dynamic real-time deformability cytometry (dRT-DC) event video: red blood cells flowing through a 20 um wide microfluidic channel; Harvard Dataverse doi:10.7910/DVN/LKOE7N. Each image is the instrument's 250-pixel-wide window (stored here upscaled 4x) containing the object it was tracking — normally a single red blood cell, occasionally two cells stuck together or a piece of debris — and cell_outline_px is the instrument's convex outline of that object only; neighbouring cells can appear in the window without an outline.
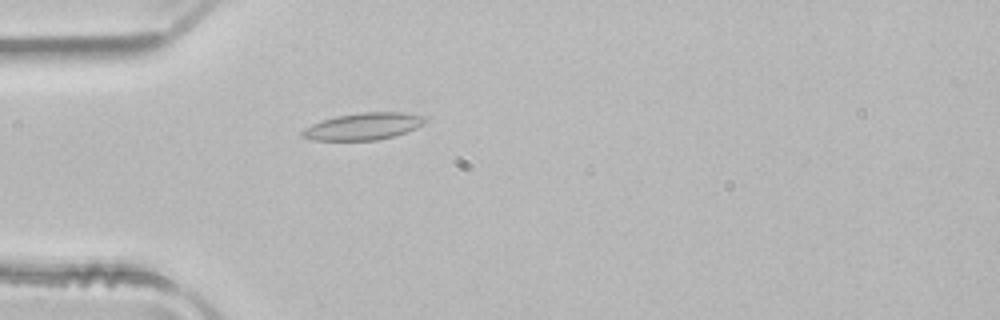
{"species": "common noctule bat (a hibernating species)", "species_latin": "Nyctalus noctula", "temperature_condition": "room temperature", "stored_images_in_passage": 51, "camera_frame_rate_fps": 3000, "um_per_image_px": 0.085, "animal": {"sex": "male", "body_mass_g": 21.5, "forearm_length_mm": 52.0}, "frame": {"image": 1, "passage_image": 15, "time_ms": 4.667, "image_size_px": [1000, 320], "cell_outline_px": [[428, 120], [424, 124], [416, 128], [392, 136], [376, 140], [312, 140], [300, 136], [300, 132], [304, 128], [320, 120], [336, 116], [360, 112], [404, 112], [428, 116]], "centroid_in_image_um": [30.89, 10.72], "position_along_channel_um": 54.1, "area_um2": 19.48}}
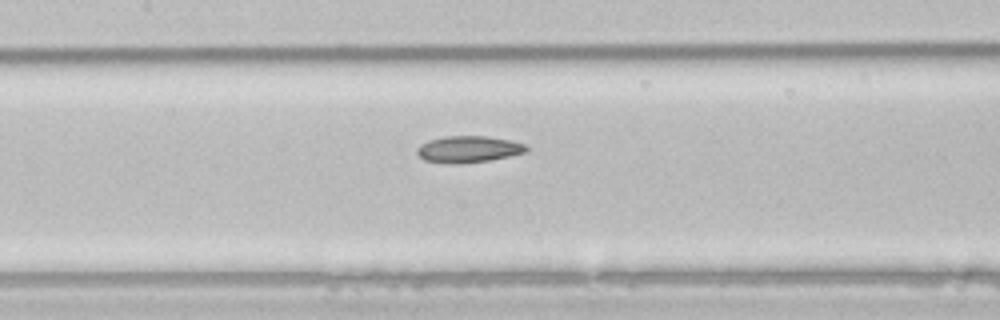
{"frame": {"image": 2, "passage_image": 24, "time_ms": 7.667, "image_size_px": [1000, 320], "cell_outline_px": [[528, 148], [524, 152], [508, 156], [488, 160], [460, 164], [452, 164], [424, 160], [416, 152], [416, 148], [420, 144], [428, 140], [444, 136], [488, 136], [512, 140], [524, 144]], "centroid_in_image_um": [39.77, 12.67], "position_along_channel_um": 167.6, "area_um2": 16.94}}
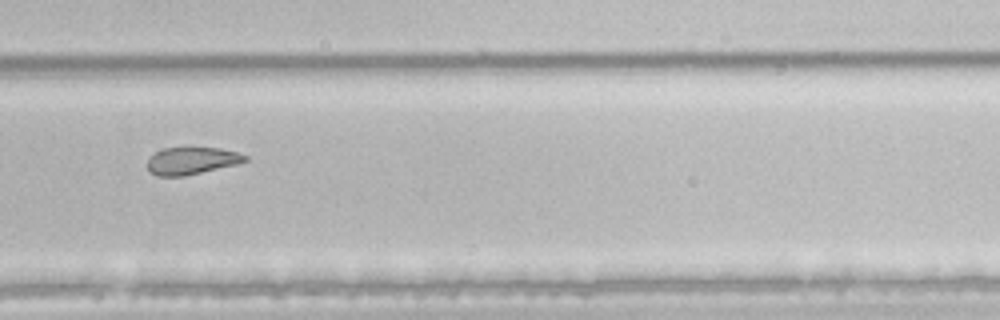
{"frame": {"image": 3, "passage_image": 35, "time_ms": 11.333, "image_size_px": [1000, 320], "cell_outline_px": [[248, 160], [236, 164], [184, 176], [156, 176], [148, 172], [148, 160], [156, 152], [164, 148], [188, 144], [192, 144], [220, 148], [236, 152], [248, 156]], "centroid_in_image_um": [16.28, 13.61], "position_along_channel_um": 313.5, "area_um2": 16.18}, "authors_computed_cell_mechanics": {"area_um2": 18.8428, "velocity_mm_per_s": 4.0028, "shape_relaxation_time_tau1_ms": null, "shape_relaxation_time_tau2_ms": 5.1, "deformation_change_tau1": null, "deformation_change_tau2": 0.1145}}